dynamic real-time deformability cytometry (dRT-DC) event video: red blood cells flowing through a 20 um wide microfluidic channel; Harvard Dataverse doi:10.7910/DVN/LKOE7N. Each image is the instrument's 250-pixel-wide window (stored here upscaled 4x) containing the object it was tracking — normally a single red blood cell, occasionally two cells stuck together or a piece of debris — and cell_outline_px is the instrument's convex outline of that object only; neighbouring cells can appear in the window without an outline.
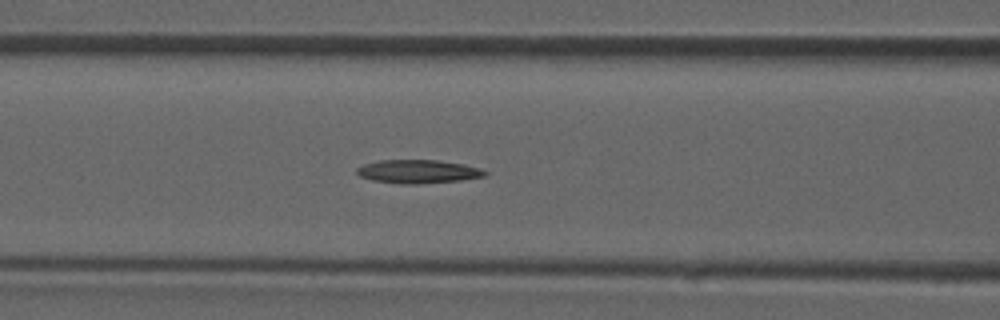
{"species": "common noctule bat (a hibernating species)", "species_latin": "Nyctalus noctula", "temperature_condition": "room temperature", "stored_images_in_passage": 44, "camera_frame_rate_fps": 3000, "um_per_image_px": 0.085, "animal": {"sex": "male", "forearm_length_mm": 52.5}, "frame": {"image": 1, "passage_image": 19, "time_ms": 6.0, "image_size_px": [1000, 320], "cell_outline_px": [[488, 172], [484, 176], [460, 180], [416, 184], [400, 184], [372, 180], [360, 176], [356, 172], [356, 168], [364, 164], [380, 160], [436, 160], [460, 164], [480, 168]], "centroid_in_image_um": [35.49, 14.58], "position_along_channel_um": 131.1, "area_um2": 17.34}}